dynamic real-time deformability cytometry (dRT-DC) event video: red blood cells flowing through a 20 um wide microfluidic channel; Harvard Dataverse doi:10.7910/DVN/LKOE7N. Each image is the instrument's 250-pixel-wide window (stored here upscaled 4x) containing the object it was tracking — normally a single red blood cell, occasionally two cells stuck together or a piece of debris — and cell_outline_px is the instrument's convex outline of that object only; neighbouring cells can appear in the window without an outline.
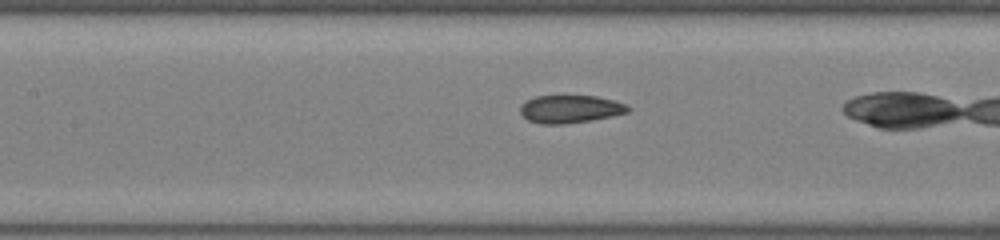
{"species": "common noctule bat (a hibernating species)", "species_latin": "Nyctalus noctula", "temperature_condition": "room temperature", "stored_images_in_passage": 25, "camera_frame_rate_fps": 3000, "um_per_image_px": 0.085, "animal": {"sex": "female", "body_mass_g": 22.0, "forearm_length_mm": 56.7}, "frame": {"image": 1, "passage_image": 24, "time_ms": 7.667, "image_size_px": [1000, 240], "cell_outline_px": [[632, 108], [628, 112], [612, 116], [592, 120], [564, 124], [540, 124], [528, 120], [520, 112], [520, 104], [524, 100], [536, 96], [560, 92], [596, 96], [628, 104]], "centroid_in_image_um": [48.44, 9.21], "position_along_channel_um": 159.0, "area_um2": 18.5}}